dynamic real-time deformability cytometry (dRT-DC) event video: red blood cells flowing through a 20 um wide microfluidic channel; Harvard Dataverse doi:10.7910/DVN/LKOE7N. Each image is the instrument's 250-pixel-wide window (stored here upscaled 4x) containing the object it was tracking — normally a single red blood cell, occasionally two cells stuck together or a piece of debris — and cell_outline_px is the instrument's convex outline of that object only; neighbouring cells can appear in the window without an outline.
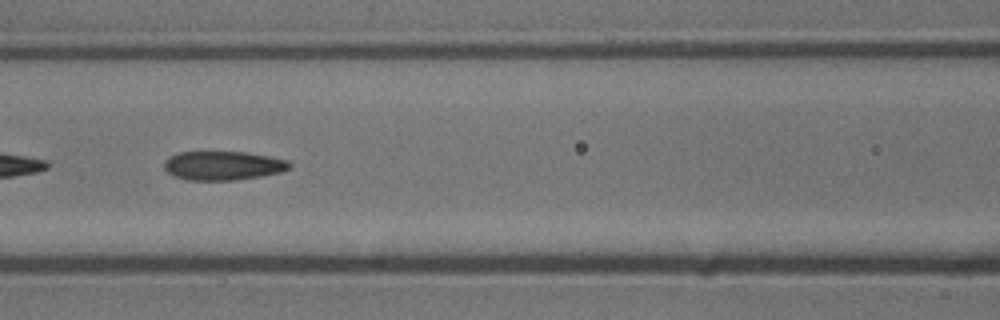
{"species": "common noctule bat (a hibernating species)", "species_latin": "Nyctalus noctula", "temperature_condition": "cold", "stored_images_in_passage": 13, "camera_frame_rate_fps": 3000, "um_per_image_px": 0.085, "animal": {"sex": "male", "body_mass_g": 13.3}, "frame": {"image": 1, "passage_image": 5, "time_ms": 1.333, "image_size_px": [1000, 320], "cell_outline_px": [[292, 164], [288, 168], [280, 172], [260, 176], [236, 180], [188, 180], [176, 176], [168, 172], [164, 168], [164, 160], [168, 156], [176, 152], [244, 152], [268, 156], [288, 160]], "centroid_in_image_um": [18.92, 14.07], "position_along_channel_um": 147.7, "area_um2": 21.1}}
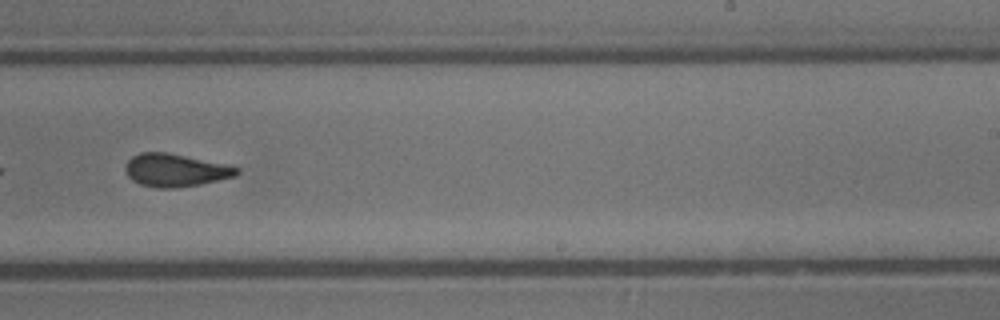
{"frame": {"image": 2, "passage_image": 8, "time_ms": 2.333, "image_size_px": [1000, 320], "cell_outline_px": [[240, 172], [236, 176], [200, 184], [176, 188], [156, 188], [140, 184], [132, 180], [128, 176], [124, 168], [128, 160], [132, 156], [140, 152], [168, 152], [240, 168]], "centroid_in_image_um": [14.87, 14.47], "position_along_channel_um": 274.1, "area_um2": 21.21}}
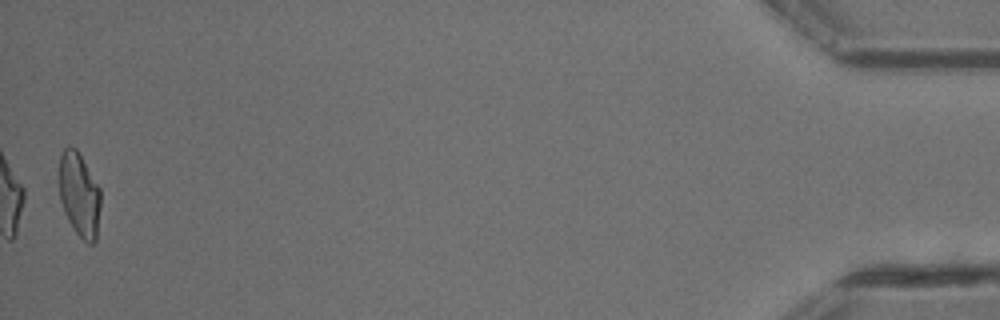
{"frame": {"image": 3, "passage_image": 13, "time_ms": 4.0, "image_size_px": [1000, 320], "cell_outline_px": [[100, 208], [96, 240], [92, 244], [88, 244], [76, 232], [68, 220], [60, 200], [60, 156], [64, 148], [68, 144], [76, 148], [100, 188]], "centroid_in_image_um": [6.75, 16.54], "position_along_channel_um": 428.5, "area_um2": 20.17}}